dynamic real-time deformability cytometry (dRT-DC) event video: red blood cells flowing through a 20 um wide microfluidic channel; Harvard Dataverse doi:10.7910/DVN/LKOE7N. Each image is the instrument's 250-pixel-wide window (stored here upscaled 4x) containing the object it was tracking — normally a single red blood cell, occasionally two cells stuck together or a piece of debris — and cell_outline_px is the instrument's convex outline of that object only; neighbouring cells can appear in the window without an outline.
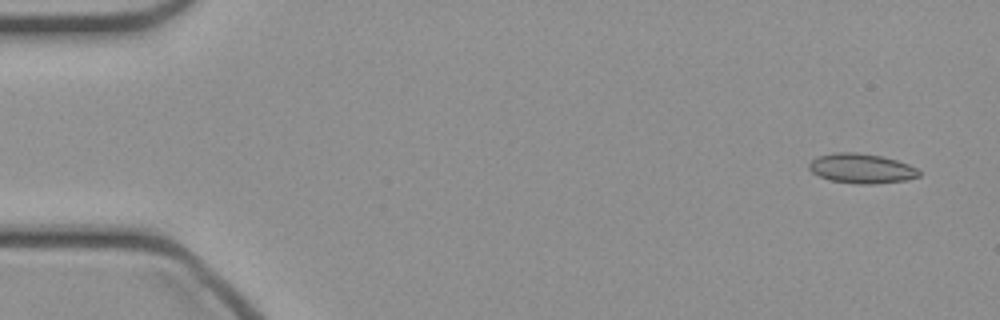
{"species": "common noctule bat (a hibernating species)", "species_latin": "Nyctalus noctula", "temperature_condition": "cold", "stored_images_in_passage": 46, "camera_frame_rate_fps": 3000, "um_per_image_px": 0.085, "animal": {"sex": "female", "body_mass_g": 21.9}, "frame": {"image": 1, "passage_image": 1, "time_ms": 0.0, "image_size_px": [1000, 320], "cell_outline_px": [[920, 176], [908, 180], [872, 184], [860, 184], [832, 180], [820, 176], [812, 172], [808, 168], [808, 164], [816, 156], [836, 152], [856, 152], [880, 156], [896, 160], [908, 164], [916, 168], [920, 172]], "centroid_in_image_um": [73.22, 14.31], "position_along_channel_um": 11.8, "area_um2": 18.96}}
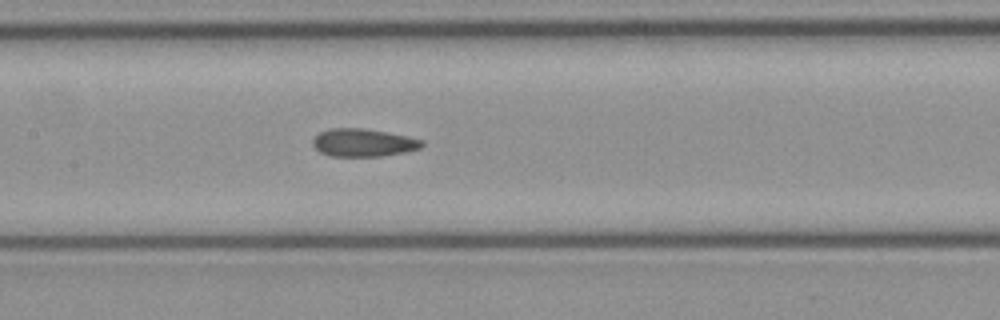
{"frame": {"image": 2, "passage_image": 21, "time_ms": 6.667, "image_size_px": [1000, 320], "cell_outline_px": [[424, 144], [420, 148], [404, 152], [380, 156], [328, 156], [320, 152], [312, 144], [312, 140], [320, 132], [328, 128], [364, 128], [388, 132], [408, 136], [424, 140]], "centroid_in_image_um": [30.88, 12.12], "position_along_channel_um": 176.5, "area_um2": 17.8}}
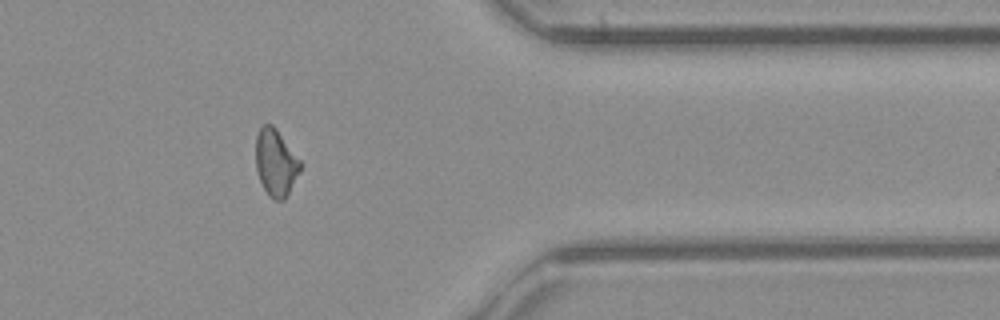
{"frame": {"image": 3, "passage_image": 37, "time_ms": 12.0, "image_size_px": [1000, 320], "cell_outline_px": [[300, 168], [284, 200], [272, 200], [268, 196], [256, 172], [256, 136], [260, 128], [264, 124], [272, 124], [276, 128], [300, 160]], "centroid_in_image_um": [23.4, 13.82], "position_along_channel_um": 388.0, "area_um2": 17.05}}